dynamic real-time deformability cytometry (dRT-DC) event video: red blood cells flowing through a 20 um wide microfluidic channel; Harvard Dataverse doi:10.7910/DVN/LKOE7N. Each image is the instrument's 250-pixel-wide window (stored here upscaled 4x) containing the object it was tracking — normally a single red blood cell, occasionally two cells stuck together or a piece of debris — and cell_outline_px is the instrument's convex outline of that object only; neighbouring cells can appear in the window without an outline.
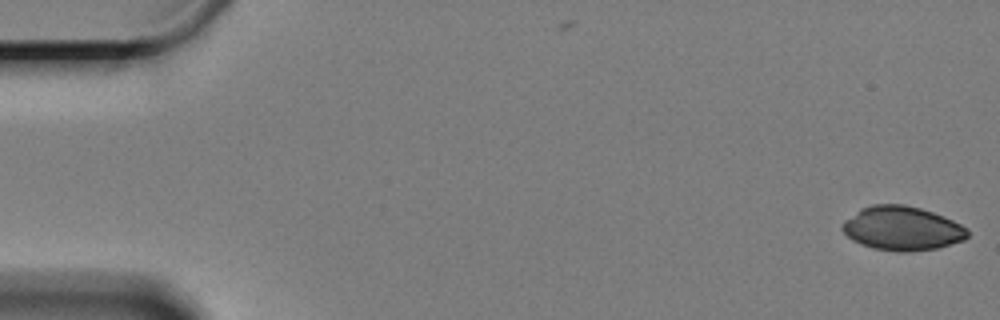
{"species": "Egyptian fruit bat (a non-hibernating species)", "species_latin": "Rousettus aegyptiacus", "temperature_condition": "cold", "stored_images_in_passage": 61, "segment_of_instrument_passage": [1, 2], "camera_frame_rate_fps": 3000, "um_per_image_px": 0.085, "animal": {"sex": "female"}, "frame": {"image": 1, "passage_image": 1, "time_ms": 0.0, "image_size_px": [1000, 320], "cell_outline_px": [[968, 236], [964, 240], [936, 248], [908, 252], [896, 252], [872, 248], [860, 244], [852, 240], [840, 228], [844, 220], [860, 208], [872, 204], [904, 204], [920, 208], [944, 216], [968, 228]], "centroid_in_image_um": [76.65, 19.41], "position_along_channel_um": 8.3, "area_um2": 32.31}}
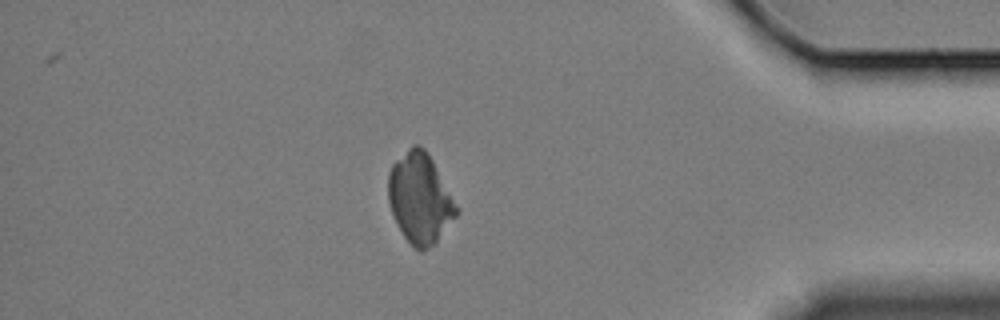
{"frame": {"image": 2, "passage_image": 52, "time_ms": 17.0, "image_size_px": [1000, 320], "cell_outline_px": [[460, 212], [436, 240], [424, 252], [420, 252], [404, 236], [396, 224], [388, 200], [388, 172], [392, 164], [412, 144], [420, 144], [424, 148], [432, 160], [460, 208]], "centroid_in_image_um": [35.69, 16.84], "position_along_channel_um": 399.5, "area_um2": 35.78}}